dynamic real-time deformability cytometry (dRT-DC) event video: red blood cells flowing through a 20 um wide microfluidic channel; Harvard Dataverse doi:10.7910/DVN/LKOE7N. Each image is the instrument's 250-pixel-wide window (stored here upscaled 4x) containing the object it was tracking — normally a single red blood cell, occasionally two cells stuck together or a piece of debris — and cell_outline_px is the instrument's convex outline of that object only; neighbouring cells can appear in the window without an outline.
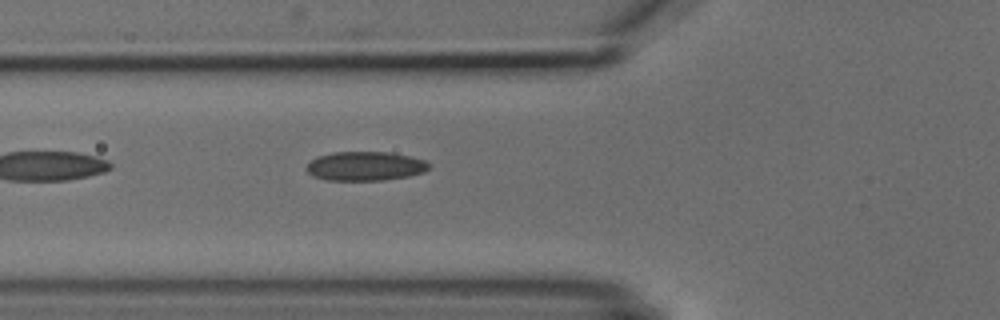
{"species": "common noctule bat (a hibernating species)", "species_latin": "Nyctalus noctula", "temperature_condition": "cold", "stored_images_in_passage": 3, "camera_frame_rate_fps": 3000, "um_per_image_px": 0.085, "animal": {"sex": "male", "body_mass_g": 18.8}, "frame": {"image": 1, "passage_image": 3, "time_ms": 2.333, "image_size_px": [1000, 320], "cell_outline_px": [[428, 168], [424, 172], [408, 176], [384, 180], [324, 180], [312, 176], [304, 168], [316, 156], [332, 152], [388, 152], [412, 156], [424, 160], [428, 164]], "centroid_in_image_um": [31.0, 14.12], "position_along_channel_um": 94.8, "area_um2": 20.87}}